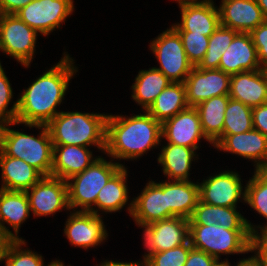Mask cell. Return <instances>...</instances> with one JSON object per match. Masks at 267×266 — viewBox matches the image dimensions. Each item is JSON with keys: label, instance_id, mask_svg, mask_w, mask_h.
<instances>
[{"label": "cell", "instance_id": "obj_1", "mask_svg": "<svg viewBox=\"0 0 267 266\" xmlns=\"http://www.w3.org/2000/svg\"><path fill=\"white\" fill-rule=\"evenodd\" d=\"M68 52L50 69L43 72L18 97L16 122L25 125H47L58 113L57 106L65 100L70 80L78 67Z\"/></svg>", "mask_w": 267, "mask_h": 266}, {"label": "cell", "instance_id": "obj_2", "mask_svg": "<svg viewBox=\"0 0 267 266\" xmlns=\"http://www.w3.org/2000/svg\"><path fill=\"white\" fill-rule=\"evenodd\" d=\"M132 116L108 114L104 154L120 160H137L147 151L161 146L162 123L147 111Z\"/></svg>", "mask_w": 267, "mask_h": 266}, {"label": "cell", "instance_id": "obj_3", "mask_svg": "<svg viewBox=\"0 0 267 266\" xmlns=\"http://www.w3.org/2000/svg\"><path fill=\"white\" fill-rule=\"evenodd\" d=\"M108 114L62 111L47 125L53 145L106 148V121Z\"/></svg>", "mask_w": 267, "mask_h": 266}, {"label": "cell", "instance_id": "obj_4", "mask_svg": "<svg viewBox=\"0 0 267 266\" xmlns=\"http://www.w3.org/2000/svg\"><path fill=\"white\" fill-rule=\"evenodd\" d=\"M19 123H5L0 125V150L10 157L24 160L38 170L43 176H51L53 144L46 125H24L32 129H39L38 136L15 130L10 126Z\"/></svg>", "mask_w": 267, "mask_h": 266}, {"label": "cell", "instance_id": "obj_5", "mask_svg": "<svg viewBox=\"0 0 267 266\" xmlns=\"http://www.w3.org/2000/svg\"><path fill=\"white\" fill-rule=\"evenodd\" d=\"M121 167L116 160L108 161L99 156L83 172L66 180L70 210L89 212L95 206L99 191Z\"/></svg>", "mask_w": 267, "mask_h": 266}, {"label": "cell", "instance_id": "obj_6", "mask_svg": "<svg viewBox=\"0 0 267 266\" xmlns=\"http://www.w3.org/2000/svg\"><path fill=\"white\" fill-rule=\"evenodd\" d=\"M189 240L193 248L221 261V255L248 254L251 233L249 230H229L218 224H189Z\"/></svg>", "mask_w": 267, "mask_h": 266}, {"label": "cell", "instance_id": "obj_7", "mask_svg": "<svg viewBox=\"0 0 267 266\" xmlns=\"http://www.w3.org/2000/svg\"><path fill=\"white\" fill-rule=\"evenodd\" d=\"M151 41L149 50L160 64L154 68L171 82L184 83L194 66L187 59L179 33L171 26Z\"/></svg>", "mask_w": 267, "mask_h": 266}, {"label": "cell", "instance_id": "obj_8", "mask_svg": "<svg viewBox=\"0 0 267 266\" xmlns=\"http://www.w3.org/2000/svg\"><path fill=\"white\" fill-rule=\"evenodd\" d=\"M38 32L16 14H3L0 21V51L29 68L36 51Z\"/></svg>", "mask_w": 267, "mask_h": 266}, {"label": "cell", "instance_id": "obj_9", "mask_svg": "<svg viewBox=\"0 0 267 266\" xmlns=\"http://www.w3.org/2000/svg\"><path fill=\"white\" fill-rule=\"evenodd\" d=\"M74 7V0H33L15 14L42 36H47L62 27Z\"/></svg>", "mask_w": 267, "mask_h": 266}, {"label": "cell", "instance_id": "obj_10", "mask_svg": "<svg viewBox=\"0 0 267 266\" xmlns=\"http://www.w3.org/2000/svg\"><path fill=\"white\" fill-rule=\"evenodd\" d=\"M242 182L236 171L214 173L198 183L199 200L213 206L237 207L240 200L245 203L246 186Z\"/></svg>", "mask_w": 267, "mask_h": 266}, {"label": "cell", "instance_id": "obj_11", "mask_svg": "<svg viewBox=\"0 0 267 266\" xmlns=\"http://www.w3.org/2000/svg\"><path fill=\"white\" fill-rule=\"evenodd\" d=\"M30 212L34 217L51 216L62 210L70 211L67 181L52 176H43L26 191Z\"/></svg>", "mask_w": 267, "mask_h": 266}, {"label": "cell", "instance_id": "obj_12", "mask_svg": "<svg viewBox=\"0 0 267 266\" xmlns=\"http://www.w3.org/2000/svg\"><path fill=\"white\" fill-rule=\"evenodd\" d=\"M69 214L64 234L72 246L87 250L107 240L109 235L102 215L85 211H70Z\"/></svg>", "mask_w": 267, "mask_h": 266}, {"label": "cell", "instance_id": "obj_13", "mask_svg": "<svg viewBox=\"0 0 267 266\" xmlns=\"http://www.w3.org/2000/svg\"><path fill=\"white\" fill-rule=\"evenodd\" d=\"M231 75L220 69H201L194 66L184 82L186 100L195 107L214 96L229 95Z\"/></svg>", "mask_w": 267, "mask_h": 266}, {"label": "cell", "instance_id": "obj_14", "mask_svg": "<svg viewBox=\"0 0 267 266\" xmlns=\"http://www.w3.org/2000/svg\"><path fill=\"white\" fill-rule=\"evenodd\" d=\"M213 144L205 137L198 111L189 106L162 123V139L167 143L186 146L198 150L201 139Z\"/></svg>", "mask_w": 267, "mask_h": 266}, {"label": "cell", "instance_id": "obj_15", "mask_svg": "<svg viewBox=\"0 0 267 266\" xmlns=\"http://www.w3.org/2000/svg\"><path fill=\"white\" fill-rule=\"evenodd\" d=\"M214 148L253 161L255 170L267 169V137L258 130L222 135Z\"/></svg>", "mask_w": 267, "mask_h": 266}, {"label": "cell", "instance_id": "obj_16", "mask_svg": "<svg viewBox=\"0 0 267 266\" xmlns=\"http://www.w3.org/2000/svg\"><path fill=\"white\" fill-rule=\"evenodd\" d=\"M180 8L181 20L172 26L176 31L210 36L220 25V13L213 2L174 0Z\"/></svg>", "mask_w": 267, "mask_h": 266}, {"label": "cell", "instance_id": "obj_17", "mask_svg": "<svg viewBox=\"0 0 267 266\" xmlns=\"http://www.w3.org/2000/svg\"><path fill=\"white\" fill-rule=\"evenodd\" d=\"M220 25L238 32L251 33L266 18L256 0H221Z\"/></svg>", "mask_w": 267, "mask_h": 266}, {"label": "cell", "instance_id": "obj_18", "mask_svg": "<svg viewBox=\"0 0 267 266\" xmlns=\"http://www.w3.org/2000/svg\"><path fill=\"white\" fill-rule=\"evenodd\" d=\"M30 207L25 191L0 189V232L9 240H25L19 237V229L30 217ZM8 224L13 230L5 226ZM9 228V229H8Z\"/></svg>", "mask_w": 267, "mask_h": 266}, {"label": "cell", "instance_id": "obj_19", "mask_svg": "<svg viewBox=\"0 0 267 266\" xmlns=\"http://www.w3.org/2000/svg\"><path fill=\"white\" fill-rule=\"evenodd\" d=\"M219 69L229 75L261 69L250 33L238 32L235 35L228 49L222 54Z\"/></svg>", "mask_w": 267, "mask_h": 266}, {"label": "cell", "instance_id": "obj_20", "mask_svg": "<svg viewBox=\"0 0 267 266\" xmlns=\"http://www.w3.org/2000/svg\"><path fill=\"white\" fill-rule=\"evenodd\" d=\"M132 201L133 211L130 217L133 219L150 223L167 219L166 180H149Z\"/></svg>", "mask_w": 267, "mask_h": 266}, {"label": "cell", "instance_id": "obj_21", "mask_svg": "<svg viewBox=\"0 0 267 266\" xmlns=\"http://www.w3.org/2000/svg\"><path fill=\"white\" fill-rule=\"evenodd\" d=\"M229 97L253 108L267 103V73L243 71L231 75Z\"/></svg>", "mask_w": 267, "mask_h": 266}, {"label": "cell", "instance_id": "obj_22", "mask_svg": "<svg viewBox=\"0 0 267 266\" xmlns=\"http://www.w3.org/2000/svg\"><path fill=\"white\" fill-rule=\"evenodd\" d=\"M128 168L122 166L99 191L95 206L89 211L96 215L101 211L105 214L116 213L127 206V212L131 216L133 211V201H129V190L127 185ZM128 201L130 202L128 204ZM100 211V212H99Z\"/></svg>", "mask_w": 267, "mask_h": 266}, {"label": "cell", "instance_id": "obj_23", "mask_svg": "<svg viewBox=\"0 0 267 266\" xmlns=\"http://www.w3.org/2000/svg\"><path fill=\"white\" fill-rule=\"evenodd\" d=\"M90 147L75 145H53L51 176L68 180L75 174L83 172L99 156L94 154Z\"/></svg>", "mask_w": 267, "mask_h": 266}, {"label": "cell", "instance_id": "obj_24", "mask_svg": "<svg viewBox=\"0 0 267 266\" xmlns=\"http://www.w3.org/2000/svg\"><path fill=\"white\" fill-rule=\"evenodd\" d=\"M164 145H162L157 158L158 164L162 166L164 176L168 178L167 180L191 181L189 176L192 162L199 159L196 150L171 143Z\"/></svg>", "mask_w": 267, "mask_h": 266}, {"label": "cell", "instance_id": "obj_25", "mask_svg": "<svg viewBox=\"0 0 267 266\" xmlns=\"http://www.w3.org/2000/svg\"><path fill=\"white\" fill-rule=\"evenodd\" d=\"M0 169L2 185L0 189L9 191H27L43 175L24 160L6 156L0 150Z\"/></svg>", "mask_w": 267, "mask_h": 266}, {"label": "cell", "instance_id": "obj_26", "mask_svg": "<svg viewBox=\"0 0 267 266\" xmlns=\"http://www.w3.org/2000/svg\"><path fill=\"white\" fill-rule=\"evenodd\" d=\"M237 208L213 206L199 200L189 218V224L206 226L218 224L229 230H249L247 218Z\"/></svg>", "mask_w": 267, "mask_h": 266}, {"label": "cell", "instance_id": "obj_27", "mask_svg": "<svg viewBox=\"0 0 267 266\" xmlns=\"http://www.w3.org/2000/svg\"><path fill=\"white\" fill-rule=\"evenodd\" d=\"M198 181L166 180L167 218L189 219L199 201Z\"/></svg>", "mask_w": 267, "mask_h": 266}, {"label": "cell", "instance_id": "obj_28", "mask_svg": "<svg viewBox=\"0 0 267 266\" xmlns=\"http://www.w3.org/2000/svg\"><path fill=\"white\" fill-rule=\"evenodd\" d=\"M229 99V95L214 96L195 106L200 117L203 133L213 146L222 136L224 114Z\"/></svg>", "mask_w": 267, "mask_h": 266}, {"label": "cell", "instance_id": "obj_29", "mask_svg": "<svg viewBox=\"0 0 267 266\" xmlns=\"http://www.w3.org/2000/svg\"><path fill=\"white\" fill-rule=\"evenodd\" d=\"M131 86V97L137 105L146 111L157 96L171 81L158 69L151 67L148 70H140Z\"/></svg>", "mask_w": 267, "mask_h": 266}, {"label": "cell", "instance_id": "obj_30", "mask_svg": "<svg viewBox=\"0 0 267 266\" xmlns=\"http://www.w3.org/2000/svg\"><path fill=\"white\" fill-rule=\"evenodd\" d=\"M156 253L173 249L189 240V219L174 216L153 222Z\"/></svg>", "mask_w": 267, "mask_h": 266}, {"label": "cell", "instance_id": "obj_31", "mask_svg": "<svg viewBox=\"0 0 267 266\" xmlns=\"http://www.w3.org/2000/svg\"><path fill=\"white\" fill-rule=\"evenodd\" d=\"M188 107L184 83L171 82L146 111L163 123Z\"/></svg>", "mask_w": 267, "mask_h": 266}, {"label": "cell", "instance_id": "obj_32", "mask_svg": "<svg viewBox=\"0 0 267 266\" xmlns=\"http://www.w3.org/2000/svg\"><path fill=\"white\" fill-rule=\"evenodd\" d=\"M251 179L246 183V195L245 203L249 205L253 211L255 210L259 215L264 217L267 221V169L255 170ZM250 220H247V226L250 233H253L262 227L267 226V222L264 225H253Z\"/></svg>", "mask_w": 267, "mask_h": 266}, {"label": "cell", "instance_id": "obj_33", "mask_svg": "<svg viewBox=\"0 0 267 266\" xmlns=\"http://www.w3.org/2000/svg\"><path fill=\"white\" fill-rule=\"evenodd\" d=\"M238 31L219 25L209 36L207 51L196 66L201 69H219L222 54L228 49Z\"/></svg>", "mask_w": 267, "mask_h": 266}, {"label": "cell", "instance_id": "obj_34", "mask_svg": "<svg viewBox=\"0 0 267 266\" xmlns=\"http://www.w3.org/2000/svg\"><path fill=\"white\" fill-rule=\"evenodd\" d=\"M224 117L222 135H234L253 129L252 108L240 101L230 98Z\"/></svg>", "mask_w": 267, "mask_h": 266}, {"label": "cell", "instance_id": "obj_35", "mask_svg": "<svg viewBox=\"0 0 267 266\" xmlns=\"http://www.w3.org/2000/svg\"><path fill=\"white\" fill-rule=\"evenodd\" d=\"M26 245V240L8 241L2 255L5 266H45L43 256L27 247L24 249Z\"/></svg>", "mask_w": 267, "mask_h": 266}, {"label": "cell", "instance_id": "obj_36", "mask_svg": "<svg viewBox=\"0 0 267 266\" xmlns=\"http://www.w3.org/2000/svg\"><path fill=\"white\" fill-rule=\"evenodd\" d=\"M13 89L3 66L0 68V125L5 123H15L18 111V98L13 101V105L8 109L13 100Z\"/></svg>", "mask_w": 267, "mask_h": 266}, {"label": "cell", "instance_id": "obj_37", "mask_svg": "<svg viewBox=\"0 0 267 266\" xmlns=\"http://www.w3.org/2000/svg\"><path fill=\"white\" fill-rule=\"evenodd\" d=\"M177 32L182 40L188 61L193 66H197L207 51L209 37L202 34H193L188 31Z\"/></svg>", "mask_w": 267, "mask_h": 266}, {"label": "cell", "instance_id": "obj_38", "mask_svg": "<svg viewBox=\"0 0 267 266\" xmlns=\"http://www.w3.org/2000/svg\"><path fill=\"white\" fill-rule=\"evenodd\" d=\"M191 248L190 240H188L185 244L173 249L157 252L145 263V266H184Z\"/></svg>", "mask_w": 267, "mask_h": 266}, {"label": "cell", "instance_id": "obj_39", "mask_svg": "<svg viewBox=\"0 0 267 266\" xmlns=\"http://www.w3.org/2000/svg\"><path fill=\"white\" fill-rule=\"evenodd\" d=\"M253 44L257 49L261 70L267 69V20L250 33Z\"/></svg>", "mask_w": 267, "mask_h": 266}, {"label": "cell", "instance_id": "obj_40", "mask_svg": "<svg viewBox=\"0 0 267 266\" xmlns=\"http://www.w3.org/2000/svg\"><path fill=\"white\" fill-rule=\"evenodd\" d=\"M250 252L254 253L264 266H267V226L251 233Z\"/></svg>", "mask_w": 267, "mask_h": 266}, {"label": "cell", "instance_id": "obj_41", "mask_svg": "<svg viewBox=\"0 0 267 266\" xmlns=\"http://www.w3.org/2000/svg\"><path fill=\"white\" fill-rule=\"evenodd\" d=\"M136 225L138 227H141L143 229V244L145 249L147 250V253L142 255V261L141 263L145 264L155 253H156V245L154 242V225L150 222H142L140 220L133 219Z\"/></svg>", "mask_w": 267, "mask_h": 266}, {"label": "cell", "instance_id": "obj_42", "mask_svg": "<svg viewBox=\"0 0 267 266\" xmlns=\"http://www.w3.org/2000/svg\"><path fill=\"white\" fill-rule=\"evenodd\" d=\"M218 260L208 253L191 248L184 266H214Z\"/></svg>", "mask_w": 267, "mask_h": 266}, {"label": "cell", "instance_id": "obj_43", "mask_svg": "<svg viewBox=\"0 0 267 266\" xmlns=\"http://www.w3.org/2000/svg\"><path fill=\"white\" fill-rule=\"evenodd\" d=\"M253 129L267 137V103L252 108Z\"/></svg>", "mask_w": 267, "mask_h": 266}, {"label": "cell", "instance_id": "obj_44", "mask_svg": "<svg viewBox=\"0 0 267 266\" xmlns=\"http://www.w3.org/2000/svg\"><path fill=\"white\" fill-rule=\"evenodd\" d=\"M33 0H0V11L3 14H15Z\"/></svg>", "mask_w": 267, "mask_h": 266}, {"label": "cell", "instance_id": "obj_45", "mask_svg": "<svg viewBox=\"0 0 267 266\" xmlns=\"http://www.w3.org/2000/svg\"><path fill=\"white\" fill-rule=\"evenodd\" d=\"M96 266H145V264L141 263L140 261H131V262H123V261H113V260H103L101 263Z\"/></svg>", "mask_w": 267, "mask_h": 266}, {"label": "cell", "instance_id": "obj_46", "mask_svg": "<svg viewBox=\"0 0 267 266\" xmlns=\"http://www.w3.org/2000/svg\"><path fill=\"white\" fill-rule=\"evenodd\" d=\"M235 266H264L260 259L253 253L251 257L240 259Z\"/></svg>", "mask_w": 267, "mask_h": 266}, {"label": "cell", "instance_id": "obj_47", "mask_svg": "<svg viewBox=\"0 0 267 266\" xmlns=\"http://www.w3.org/2000/svg\"><path fill=\"white\" fill-rule=\"evenodd\" d=\"M8 241L9 240L0 232V262H2L3 251Z\"/></svg>", "mask_w": 267, "mask_h": 266}, {"label": "cell", "instance_id": "obj_48", "mask_svg": "<svg viewBox=\"0 0 267 266\" xmlns=\"http://www.w3.org/2000/svg\"><path fill=\"white\" fill-rule=\"evenodd\" d=\"M256 1L260 9L262 10L264 17L267 20V0H256Z\"/></svg>", "mask_w": 267, "mask_h": 266}, {"label": "cell", "instance_id": "obj_49", "mask_svg": "<svg viewBox=\"0 0 267 266\" xmlns=\"http://www.w3.org/2000/svg\"><path fill=\"white\" fill-rule=\"evenodd\" d=\"M46 266H65V264L63 262H61V260H53L50 263H48ZM71 266V265H69Z\"/></svg>", "mask_w": 267, "mask_h": 266}, {"label": "cell", "instance_id": "obj_50", "mask_svg": "<svg viewBox=\"0 0 267 266\" xmlns=\"http://www.w3.org/2000/svg\"><path fill=\"white\" fill-rule=\"evenodd\" d=\"M214 266H231V264L228 261V258L222 261H218Z\"/></svg>", "mask_w": 267, "mask_h": 266}, {"label": "cell", "instance_id": "obj_51", "mask_svg": "<svg viewBox=\"0 0 267 266\" xmlns=\"http://www.w3.org/2000/svg\"><path fill=\"white\" fill-rule=\"evenodd\" d=\"M182 1H187V2H213L214 0H182Z\"/></svg>", "mask_w": 267, "mask_h": 266}, {"label": "cell", "instance_id": "obj_52", "mask_svg": "<svg viewBox=\"0 0 267 266\" xmlns=\"http://www.w3.org/2000/svg\"><path fill=\"white\" fill-rule=\"evenodd\" d=\"M3 13L0 11V21H1V17H2Z\"/></svg>", "mask_w": 267, "mask_h": 266}]
</instances>
